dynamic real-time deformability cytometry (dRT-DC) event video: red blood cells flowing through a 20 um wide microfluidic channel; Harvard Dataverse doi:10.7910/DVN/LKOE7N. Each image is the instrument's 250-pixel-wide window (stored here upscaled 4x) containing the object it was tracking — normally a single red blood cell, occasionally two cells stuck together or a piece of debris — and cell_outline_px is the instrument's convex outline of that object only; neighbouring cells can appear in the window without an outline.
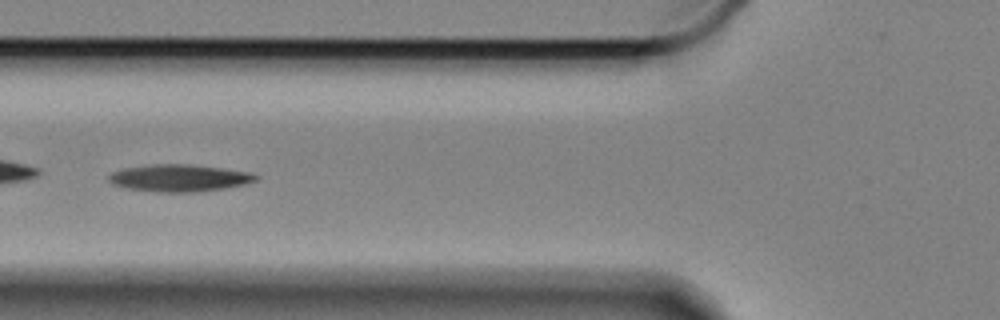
{"species": "Egyptian fruit bat (a non-hibernating species)", "species_latin": "Rousettus aegyptiacus", "temperature_condition": "cold", "stored_images_in_passage": 49, "camera_frame_rate_fps": 3000, "um_per_image_px": 0.085, "animal": {"sex": "female"}, "frame": {"image": 1, "passage_image": 11, "time_ms": 3.333, "image_size_px": [1000, 320], "cell_outline_px": [[260, 176], [256, 180], [244, 184], [224, 188], [200, 192], [156, 192], [124, 188], [112, 184], [108, 180], [108, 176], [112, 172], [124, 168], [152, 164], [188, 164], [252, 172]], "centroid_in_image_um": [15.22, 15.13], "position_along_channel_um": 110.6, "area_um2": 23.35}}
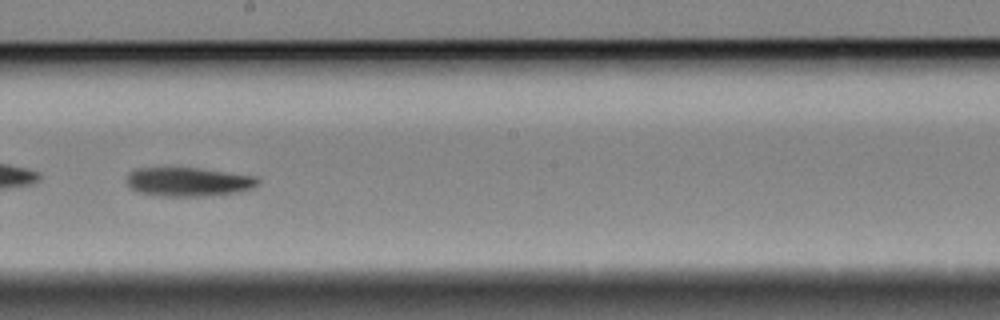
{"frame": {"image": 2, "passage_image": 22, "time_ms": 7.0, "image_size_px": [1000, 320], "cell_outline_px": [[260, 184], [252, 188], [240, 192], [204, 196], [160, 196], [136, 192], [128, 188], [128, 172], [136, 168], [196, 168], [256, 176], [260, 180]], "centroid_in_image_um": [16.01, 15.46], "position_along_channel_um": 232.2, "area_um2": 22.25}}
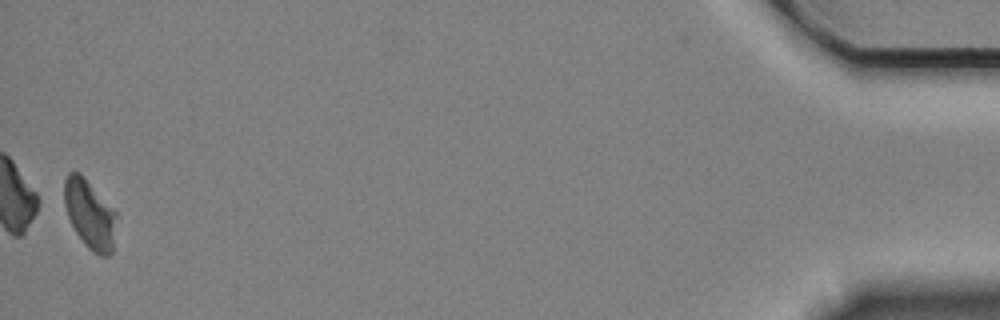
{"frame": {"image": 3, "passage_image": 48, "time_ms": 15.667, "image_size_px": [1000, 320], "cell_outline_px": [[116, 216], [112, 252], [108, 256], [100, 256], [92, 252], [84, 244], [76, 232], [68, 216], [64, 204], [64, 180], [68, 172], [80, 172], [84, 176], [116, 212]], "centroid_in_image_um": [7.61, 18.2], "position_along_channel_um": 427.6, "area_um2": 20.81}, "authors_computed_cell_mechanics": {"area_um2": 22.253, "velocity_mm_per_s": 3.317, "shape_relaxation_time_tau1_ms": 4.0807, "shape_relaxation_time_tau2_ms": null, "deformation_change_tau1": 0.1199, "deformation_change_tau2": null}}